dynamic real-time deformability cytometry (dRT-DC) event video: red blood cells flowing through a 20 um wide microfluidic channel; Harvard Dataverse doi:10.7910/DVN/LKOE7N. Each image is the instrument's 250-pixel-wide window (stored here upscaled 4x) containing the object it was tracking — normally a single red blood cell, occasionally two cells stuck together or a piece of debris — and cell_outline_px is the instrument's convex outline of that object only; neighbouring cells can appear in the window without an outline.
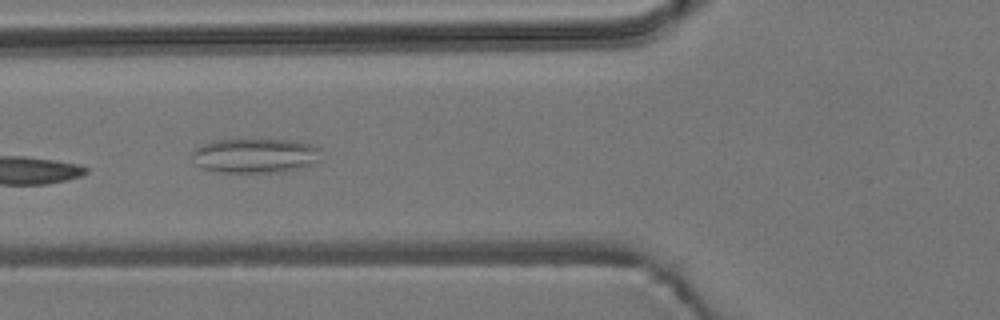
{"species": "common noctule bat (a hibernating species)", "species_latin": "Nyctalus noctula", "temperature_condition": "room temperature", "stored_images_in_passage": 10, "camera_frame_rate_fps": 3000, "um_per_image_px": 0.085, "animal": {"sex": "male", "body_mass_g": 19.2, "forearm_length_mm": 51.8}, "frame": {"image": 1, "passage_image": 2, "time_ms": 0.333, "image_size_px": [1000, 320], "cell_outline_px": [[320, 160], [284, 172], [224, 172], [204, 168], [196, 164], [192, 156], [192, 152], [196, 148], [212, 140], [252, 136], [296, 140], [312, 144], [320, 148]], "centroid_in_image_um": [21.7, 13.15], "position_along_channel_um": 104.1, "area_um2": 26.93}}
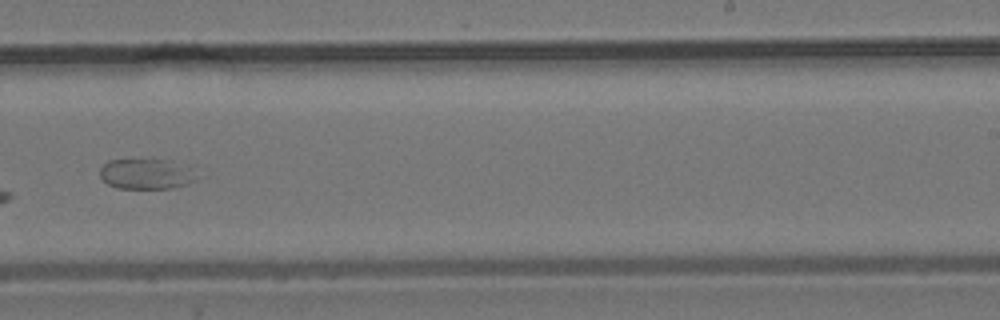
{"frame": {"image": 2, "passage_image": 6, "time_ms": 1.667, "image_size_px": [1000, 320], "cell_outline_px": [[196, 180], [188, 184], [172, 188], [116, 188], [108, 184], [100, 176], [100, 168], [108, 160], [172, 160], [188, 168], [196, 176]], "centroid_in_image_um": [12.4, 14.79], "position_along_channel_um": 276.6, "area_um2": 16.88}}
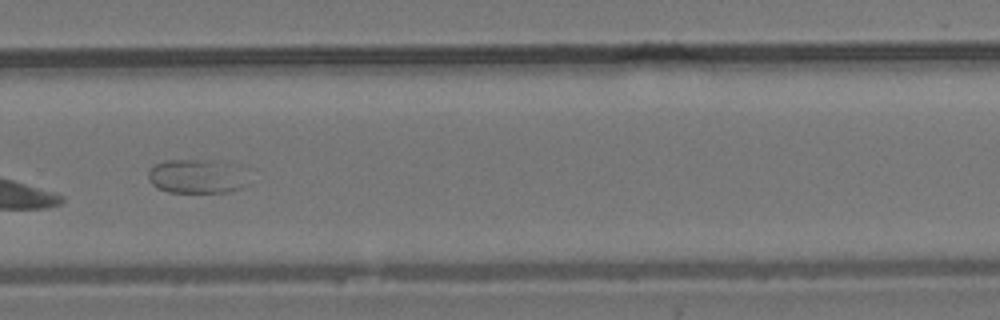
{"frame": {"image": 3, "passage_image": 7, "time_ms": 2.0, "image_size_px": [1000, 320], "cell_outline_px": [[240, 188], [228, 192], [168, 192], [156, 188], [148, 180], [148, 172], [156, 164], [168, 160], [212, 160], [228, 164], [232, 168], [240, 184]], "centroid_in_image_um": [16.45, 15.01], "position_along_channel_um": 313.3, "area_um2": 18.5}}